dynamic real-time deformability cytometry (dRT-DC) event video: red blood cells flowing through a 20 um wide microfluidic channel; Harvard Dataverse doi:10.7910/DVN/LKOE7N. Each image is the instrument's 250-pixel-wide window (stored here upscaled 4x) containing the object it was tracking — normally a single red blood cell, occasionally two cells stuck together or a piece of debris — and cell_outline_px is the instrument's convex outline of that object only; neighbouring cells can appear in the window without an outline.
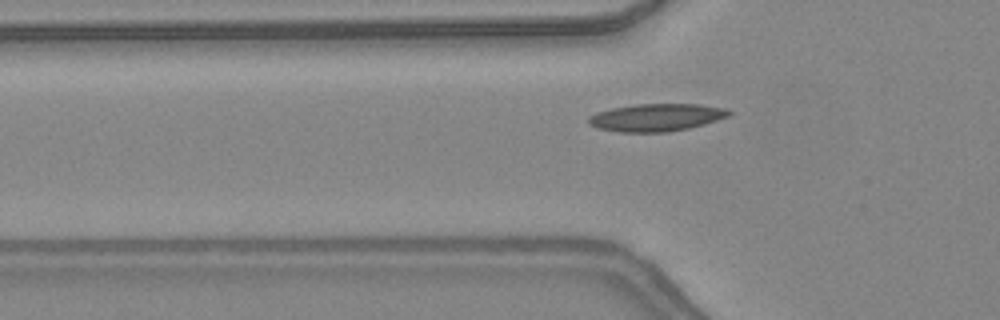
{"species": "common noctule bat (a hibernating species)", "species_latin": "Nyctalus noctula", "temperature_condition": "warm", "stored_images_in_passage": 44, "camera_frame_rate_fps": 3000, "um_per_image_px": 0.085, "animal": {"sex": "female", "body_mass_g": 24.6, "forearm_length_mm": 56.2}, "frame": {"image": 1, "passage_image": 13, "time_ms": 4.0, "image_size_px": [1000, 320], "cell_outline_px": [[732, 116], [704, 124], [688, 128], [668, 132], [616, 132], [596, 128], [588, 124], [588, 116], [596, 112], [612, 108], [636, 104], [700, 104], [724, 108], [732, 112]], "centroid_in_image_um": [55.78, 9.98], "position_along_channel_um": 70.0, "area_um2": 22.77}}
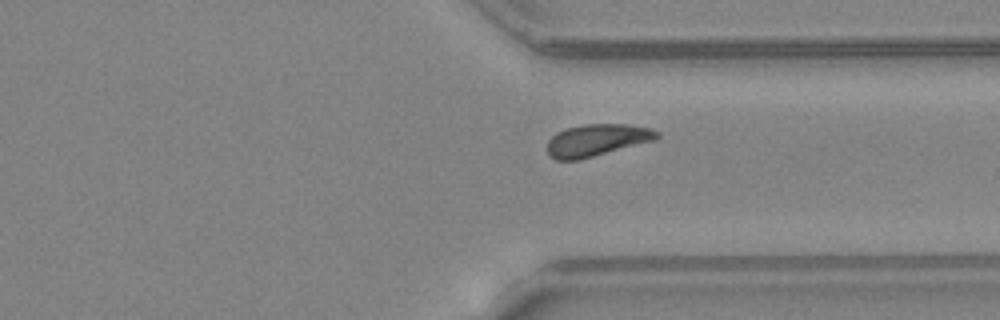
{"frame": {"image": 2, "passage_image": 33, "time_ms": 10.667, "image_size_px": [1000, 320], "cell_outline_px": [[660, 136], [656, 140], [580, 160], [556, 160], [548, 156], [548, 140], [556, 132], [564, 128], [584, 124], [624, 124], [652, 128], [660, 132]], "centroid_in_image_um": [50.74, 11.91], "position_along_channel_um": 360.7, "area_um2": 20.81}}
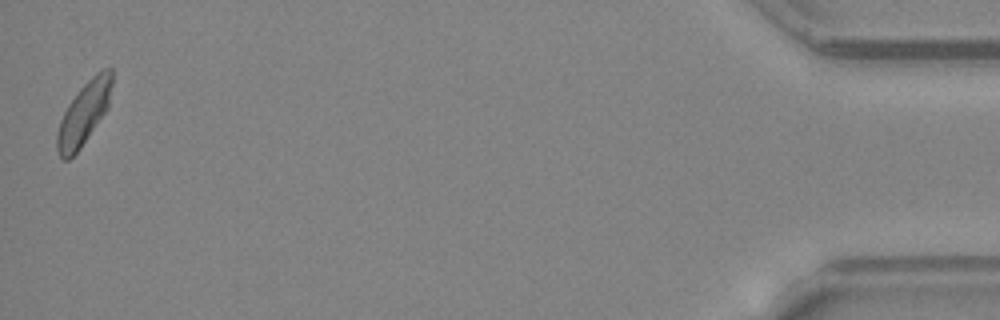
{"frame": {"image": 3, "passage_image": 44, "time_ms": 14.333, "image_size_px": [1000, 320], "cell_outline_px": [[112, 84], [108, 108], [80, 148], [68, 160], [64, 160], [60, 156], [56, 148], [56, 132], [60, 120], [68, 104], [80, 88], [96, 72], [104, 68], [112, 68]], "centroid_in_image_um": [7.12, 9.63], "position_along_channel_um": 428.1, "area_um2": 19.94}, "authors_computed_cell_mechanics": {"area_um2": 19.941, "velocity_mm_per_s": 4.3529, "shape_relaxation_time_tau1_ms": 3.9947, "shape_relaxation_time_tau2_ms": 2.9812, "deformation_change_tau1": 0.1149, "deformation_change_tau2": 0.084}}